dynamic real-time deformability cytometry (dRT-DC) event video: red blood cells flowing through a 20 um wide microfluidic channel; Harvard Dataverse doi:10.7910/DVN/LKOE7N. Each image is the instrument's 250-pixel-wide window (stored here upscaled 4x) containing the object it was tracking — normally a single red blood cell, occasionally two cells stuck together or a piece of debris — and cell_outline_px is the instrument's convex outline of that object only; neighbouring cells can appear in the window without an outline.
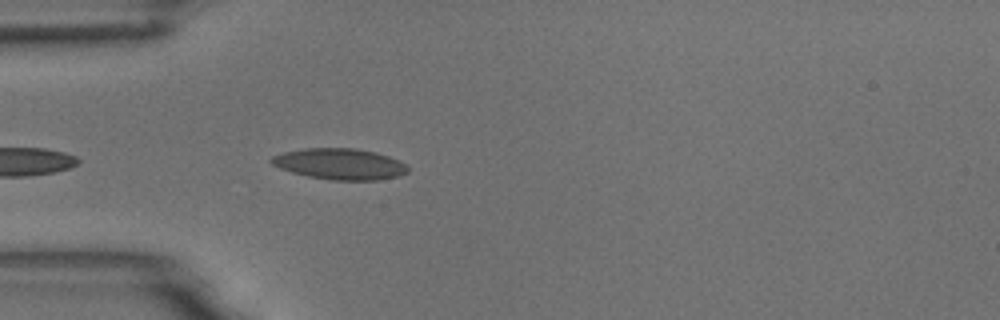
{"species": "common noctule bat (a hibernating species)", "species_latin": "Nyctalus noctula", "temperature_condition": "room temperature", "stored_images_in_passage": 7, "camera_frame_rate_fps": 3000, "um_per_image_px": 0.085, "animal": {"sex": "male", "body_mass_g": 18.8}, "frame": {"image": 1, "passage_image": 3, "time_ms": 0.667, "image_size_px": [1000, 320], "cell_outline_px": [[408, 172], [400, 176], [376, 180], [332, 180], [308, 176], [292, 172], [280, 168], [272, 164], [268, 160], [272, 156], [284, 152], [304, 148], [356, 148], [376, 152], [388, 156], [404, 164], [408, 168]], "centroid_in_image_um": [28.87, 13.93], "position_along_channel_um": 56.1, "area_um2": 24.62}}